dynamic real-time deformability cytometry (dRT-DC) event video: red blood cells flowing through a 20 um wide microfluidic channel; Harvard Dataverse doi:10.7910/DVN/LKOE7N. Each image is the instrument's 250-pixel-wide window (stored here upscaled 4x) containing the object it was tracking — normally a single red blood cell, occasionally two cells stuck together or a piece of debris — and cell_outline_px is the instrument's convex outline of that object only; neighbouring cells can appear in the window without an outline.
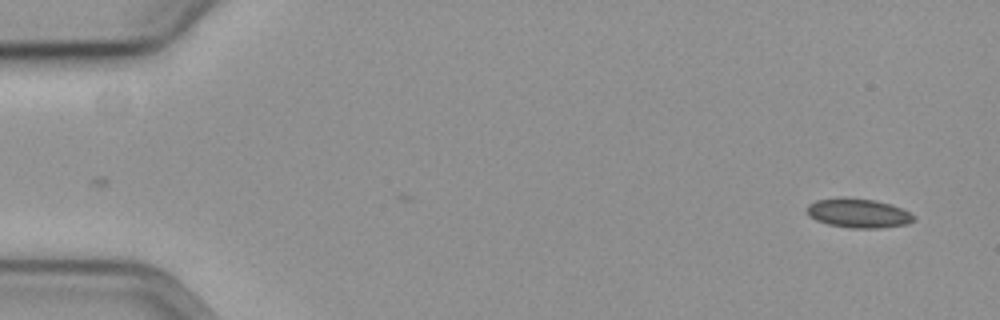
{"species": "common noctule bat (a hibernating species)", "species_latin": "Nyctalus noctula", "temperature_condition": "cold", "stored_images_in_passage": 56, "camera_frame_rate_fps": 3000, "um_per_image_px": 0.085, "animal": {"sex": "female", "body_mass_g": 19.3, "forearm_length_mm": 54.1}, "frame": {"image": 1, "passage_image": 1, "time_ms": 0.0, "image_size_px": [1000, 320], "cell_outline_px": [[916, 220], [908, 224], [876, 228], [852, 228], [828, 224], [816, 220], [808, 216], [804, 208], [808, 204], [816, 200], [840, 196], [844, 196], [876, 200], [892, 204], [916, 216]], "centroid_in_image_um": [72.92, 18.09], "position_along_channel_um": 12.1, "area_um2": 18.61}}
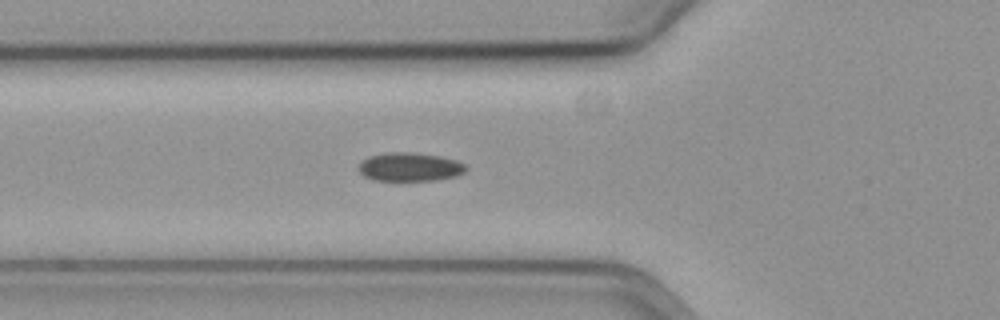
{"frame": {"image": 2, "passage_image": 19, "time_ms": 6.0, "image_size_px": [1000, 320], "cell_outline_px": [[468, 168], [464, 172], [456, 176], [436, 180], [376, 180], [364, 176], [360, 172], [360, 164], [368, 156], [388, 152], [412, 152], [440, 156], [456, 160], [464, 164]], "centroid_in_image_um": [34.86, 14.18], "position_along_channel_um": 90.9, "area_um2": 17.74}}
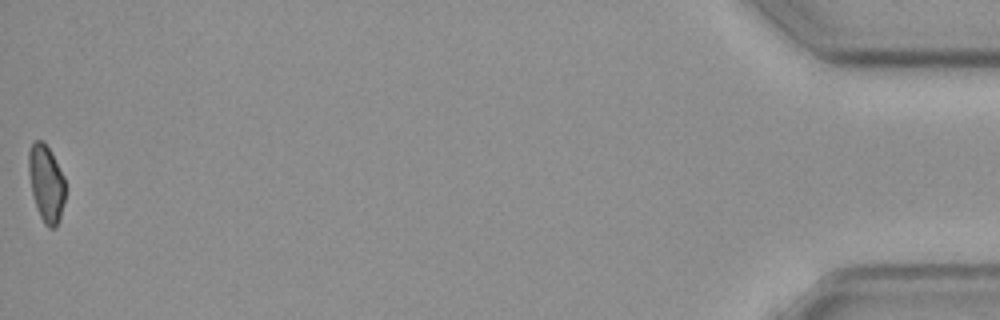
{"frame": {"image": 3, "passage_image": 56, "time_ms": 18.333, "image_size_px": [1000, 320], "cell_outline_px": [[64, 200], [60, 220], [56, 228], [48, 228], [44, 224], [40, 216], [32, 192], [28, 172], [28, 152], [32, 144], [36, 140], [44, 140], [64, 176]], "centroid_in_image_um": [3.92, 15.59], "position_along_channel_um": 431.3, "area_um2": 16.36}}